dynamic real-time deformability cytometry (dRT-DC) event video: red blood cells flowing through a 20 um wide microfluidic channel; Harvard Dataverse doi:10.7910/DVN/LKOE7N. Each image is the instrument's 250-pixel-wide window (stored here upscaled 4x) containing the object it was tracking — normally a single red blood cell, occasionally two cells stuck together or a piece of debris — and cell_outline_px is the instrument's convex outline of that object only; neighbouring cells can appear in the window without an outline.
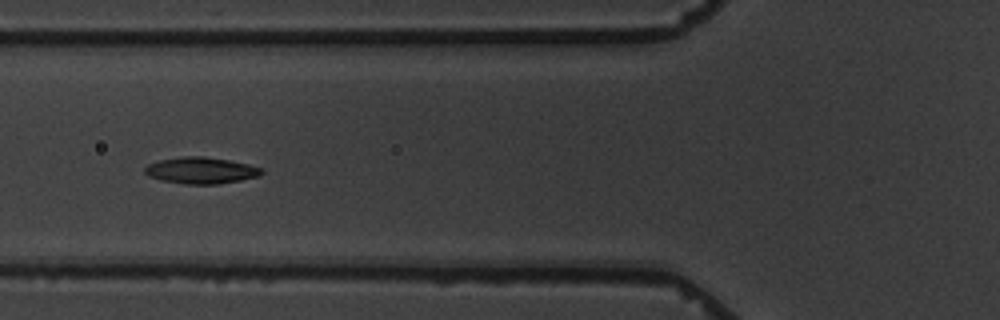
{"species": "common noctule bat (a hibernating species)", "species_latin": "Nyctalus noctula", "temperature_condition": "warm", "stored_images_in_passage": 7, "camera_frame_rate_fps": 3000, "um_per_image_px": 0.085, "animal": {"sex": "male", "body_mass_g": 19.5, "forearm_length_mm": 54.6}, "frame": {"image": 1, "passage_image": 5, "time_ms": 6.333, "image_size_px": [1000, 320], "cell_outline_px": [[264, 172], [260, 176], [220, 184], [184, 184], [160, 180], [148, 176], [144, 172], [144, 168], [148, 164], [160, 160], [184, 156], [204, 156], [228, 160], [248, 164], [264, 168]], "centroid_in_image_um": [17.1, 14.49], "position_along_channel_um": 108.7, "area_um2": 18.15}}
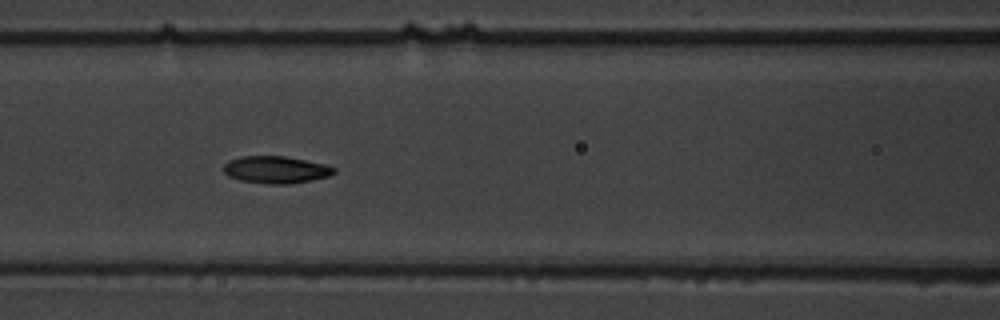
{"frame": {"image": 2, "passage_image": 6, "time_ms": 7.333, "image_size_px": [1000, 320], "cell_outline_px": [[336, 172], [328, 176], [312, 180], [292, 184], [268, 184], [240, 180], [228, 176], [224, 172], [224, 164], [228, 160], [240, 156], [284, 156], [324, 164], [336, 168]], "centroid_in_image_um": [23.44, 14.43], "position_along_channel_um": 143.2, "area_um2": 17.51}}
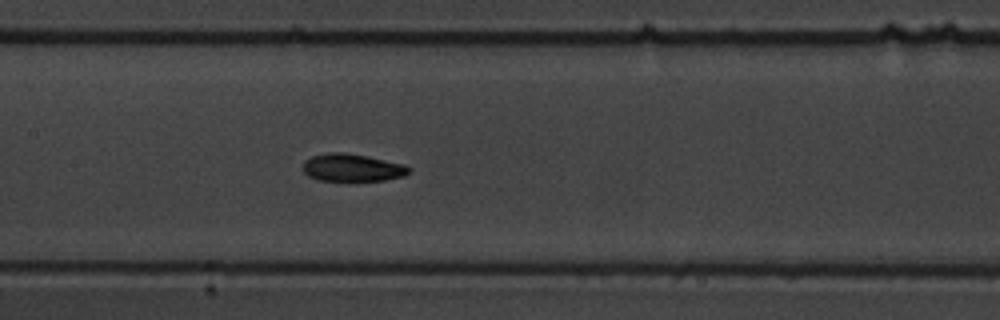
{"frame": {"image": 3, "passage_image": 7, "time_ms": 8.333, "image_size_px": [1000, 320], "cell_outline_px": [[412, 168], [404, 176], [384, 180], [316, 180], [308, 176], [304, 172], [304, 160], [312, 156], [328, 152], [344, 152], [368, 156], [404, 164]], "centroid_in_image_um": [29.93, 14.24], "position_along_channel_um": 177.5, "area_um2": 16.99}}